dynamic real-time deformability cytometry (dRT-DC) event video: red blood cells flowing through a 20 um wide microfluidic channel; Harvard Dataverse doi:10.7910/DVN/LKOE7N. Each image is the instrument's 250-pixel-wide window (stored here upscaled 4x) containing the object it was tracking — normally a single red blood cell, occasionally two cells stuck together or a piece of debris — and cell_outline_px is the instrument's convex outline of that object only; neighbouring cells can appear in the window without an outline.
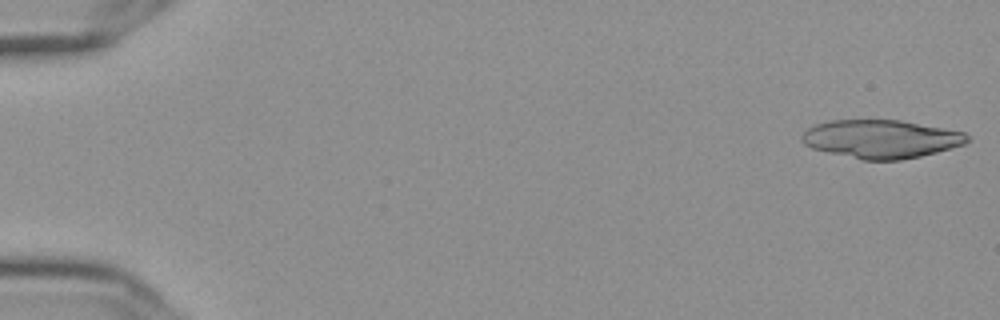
{"species": "Egyptian fruit bat (a non-hibernating species)", "species_latin": "Rousettus aegyptiacus", "temperature_condition": "cold", "stored_images_in_passage": 56, "camera_frame_rate_fps": 3000, "um_per_image_px": 0.085, "frame": {"image": 1, "passage_image": 1, "time_ms": 0.0, "image_size_px": [1000, 320], "cell_outline_px": [[972, 140], [964, 144], [936, 152], [920, 156], [900, 160], [860, 160], [812, 148], [804, 144], [800, 140], [800, 136], [808, 128], [816, 124], [832, 120], [900, 120], [964, 132], [972, 136]], "centroid_in_image_um": [74.9, 11.82], "position_along_channel_um": 10.1, "area_um2": 36.99}}
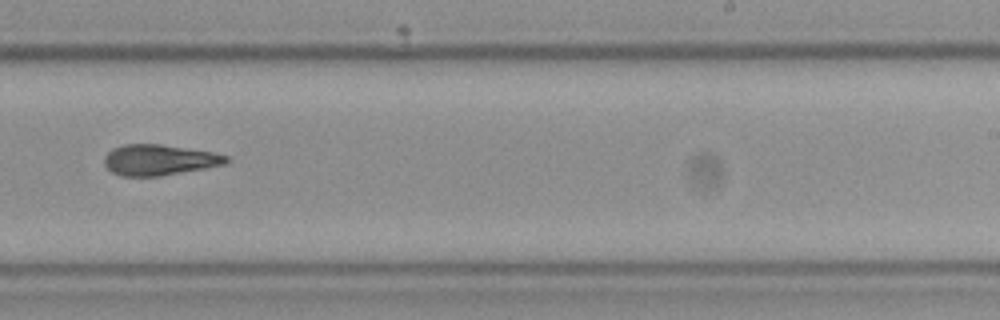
{"frame": {"image": 2, "passage_image": 36, "time_ms": 11.667, "image_size_px": [1000, 320], "cell_outline_px": [[228, 160], [224, 164], [204, 168], [160, 176], [120, 176], [112, 172], [104, 164], [104, 156], [112, 148], [124, 144], [160, 144], [212, 152], [228, 156]], "centroid_in_image_um": [13.48, 13.59], "position_along_channel_um": 275.5, "area_um2": 21.68}}
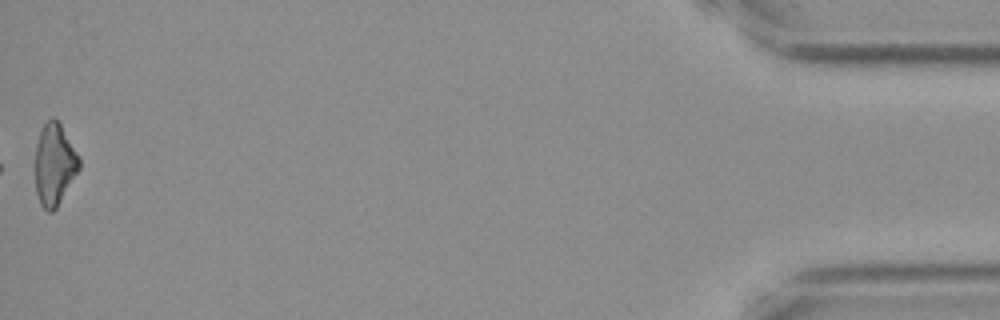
{"frame": {"image": 3, "passage_image": 56, "time_ms": 18.333, "image_size_px": [1000, 320], "cell_outline_px": [[80, 168], [56, 208], [52, 212], [48, 212], [40, 204], [36, 192], [36, 144], [40, 132], [44, 124], [52, 116], [60, 124], [76, 152], [80, 160]], "centroid_in_image_um": [4.62, 14.0], "position_along_channel_um": 430.6, "area_um2": 20.52}, "authors_computed_cell_mechanics": {"area_um2": 22.1085, "velocity_mm_per_s": 3.6489, "shape_relaxation_time_tau1_ms": 7.8494, "shape_relaxation_time_tau2_ms": 4.4332, "deformation_change_tau1": 0.2282, "deformation_change_tau2": 0.145}}